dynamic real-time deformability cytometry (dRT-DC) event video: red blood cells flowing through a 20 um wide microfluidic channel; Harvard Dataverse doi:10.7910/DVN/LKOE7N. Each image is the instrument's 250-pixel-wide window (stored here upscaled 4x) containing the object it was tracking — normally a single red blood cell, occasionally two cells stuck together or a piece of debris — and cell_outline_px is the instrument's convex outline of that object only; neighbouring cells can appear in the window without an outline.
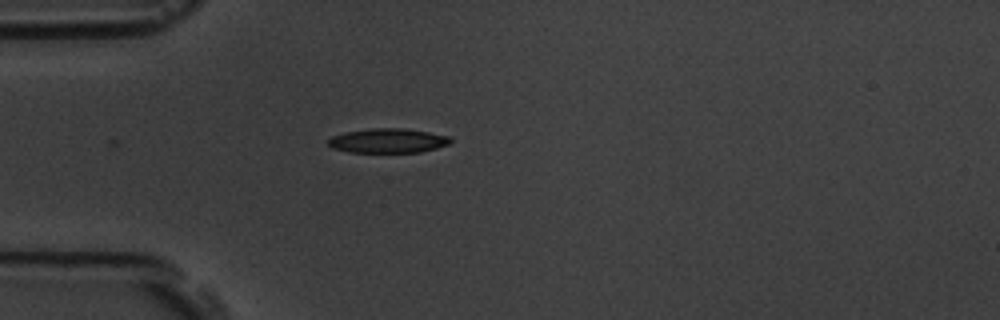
{"species": "common noctule bat (a hibernating species)", "species_latin": "Nyctalus noctula", "temperature_condition": "room temperature", "stored_images_in_passage": 2, "camera_frame_rate_fps": 3000, "um_per_image_px": 0.085, "animal": {"sex": "male", "body_mass_g": 19.5, "forearm_length_mm": 54.6}, "frame": {"image": 1, "passage_image": 1, "time_ms": 0.0, "image_size_px": [1000, 320], "cell_outline_px": [[452, 140], [448, 144], [436, 148], [420, 152], [348, 152], [332, 148], [328, 144], [328, 140], [332, 136], [344, 132], [372, 128], [404, 128], [428, 132], [448, 136]], "centroid_in_image_um": [32.94, 11.96], "position_along_channel_um": 52.1, "area_um2": 17.34}}